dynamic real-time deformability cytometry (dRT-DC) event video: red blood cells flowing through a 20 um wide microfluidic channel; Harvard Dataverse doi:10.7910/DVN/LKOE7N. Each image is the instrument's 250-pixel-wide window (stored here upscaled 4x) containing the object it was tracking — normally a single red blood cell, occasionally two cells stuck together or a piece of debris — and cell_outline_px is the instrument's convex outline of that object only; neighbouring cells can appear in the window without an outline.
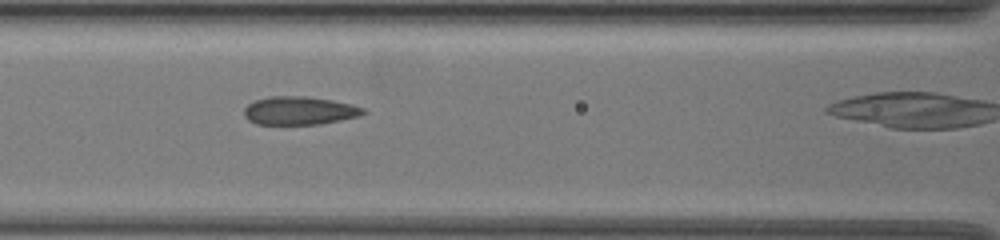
{"species": "common noctule bat (a hibernating species)", "species_latin": "Nyctalus noctula", "temperature_condition": "warm", "stored_images_in_passage": 10, "camera_frame_rate_fps": 3000, "um_per_image_px": 0.085, "animal": {"sex": "female", "body_mass_g": 19.5, "forearm_length_mm": 54.1}, "frame": {"image": 1, "passage_image": 4, "time_ms": 1.0, "image_size_px": [1000, 240], "cell_outline_px": [[368, 112], [360, 116], [320, 124], [256, 124], [248, 120], [244, 116], [244, 108], [248, 104], [256, 100], [268, 96], [308, 96], [332, 100], [352, 104], [364, 108]], "centroid_in_image_um": [25.46, 9.4], "position_along_channel_um": 141.1, "area_um2": 19.77}}
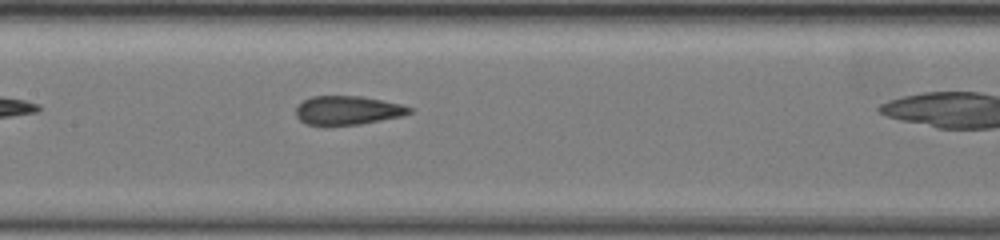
{"frame": {"image": 2, "passage_image": 7, "time_ms": 2.0, "image_size_px": [1000, 240], "cell_outline_px": [[412, 112], [400, 116], [360, 124], [304, 124], [296, 116], [296, 104], [312, 96], [360, 96], [400, 104], [412, 108]], "centroid_in_image_um": [29.5, 9.36], "position_along_channel_um": 177.9, "area_um2": 18.73}}